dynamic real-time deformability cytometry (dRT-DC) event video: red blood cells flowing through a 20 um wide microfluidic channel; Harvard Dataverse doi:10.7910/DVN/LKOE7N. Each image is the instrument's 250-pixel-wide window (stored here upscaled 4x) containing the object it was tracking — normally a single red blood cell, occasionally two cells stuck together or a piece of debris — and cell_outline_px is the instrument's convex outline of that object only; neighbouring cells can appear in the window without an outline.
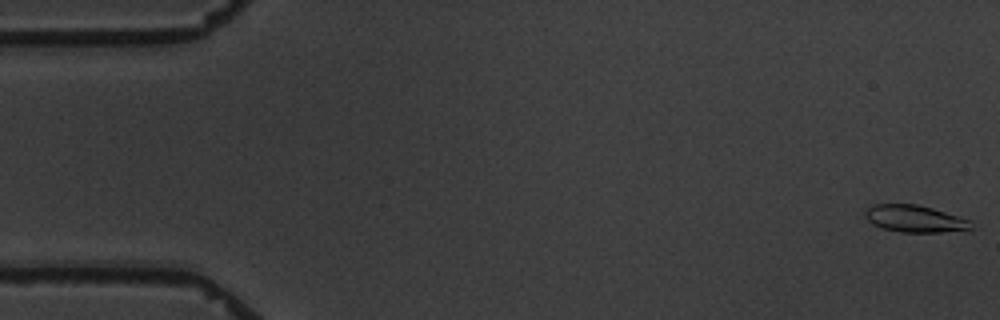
{"species": "common noctule bat (a hibernating species)", "species_latin": "Nyctalus noctula", "temperature_condition": "warm", "stored_images_in_passage": 5, "camera_frame_rate_fps": 3000, "um_per_image_px": 0.085, "animal": {"sex": "male", "body_mass_g": 19.5, "forearm_length_mm": 54.6}, "frame": {"image": 1, "passage_image": 1, "time_ms": 0.0, "image_size_px": [1000, 320], "cell_outline_px": [[972, 228], [940, 232], [900, 232], [884, 228], [872, 224], [864, 216], [864, 212], [872, 204], [916, 204], [932, 208], [972, 220]], "centroid_in_image_um": [77.74, 18.58], "position_along_channel_um": 7.3, "area_um2": 16.59}}
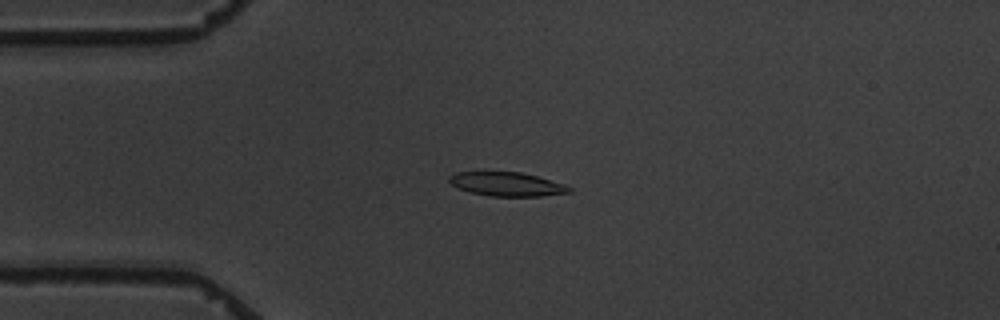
{"frame": {"image": 2, "passage_image": 4, "time_ms": 4.333, "image_size_px": [1000, 320], "cell_outline_px": [[572, 192], [540, 196], [488, 196], [468, 192], [452, 184], [448, 180], [448, 176], [456, 172], [520, 172], [536, 176], [564, 184], [572, 188]], "centroid_in_image_um": [43.07, 15.66], "position_along_channel_um": 41.9, "area_um2": 16.65}}